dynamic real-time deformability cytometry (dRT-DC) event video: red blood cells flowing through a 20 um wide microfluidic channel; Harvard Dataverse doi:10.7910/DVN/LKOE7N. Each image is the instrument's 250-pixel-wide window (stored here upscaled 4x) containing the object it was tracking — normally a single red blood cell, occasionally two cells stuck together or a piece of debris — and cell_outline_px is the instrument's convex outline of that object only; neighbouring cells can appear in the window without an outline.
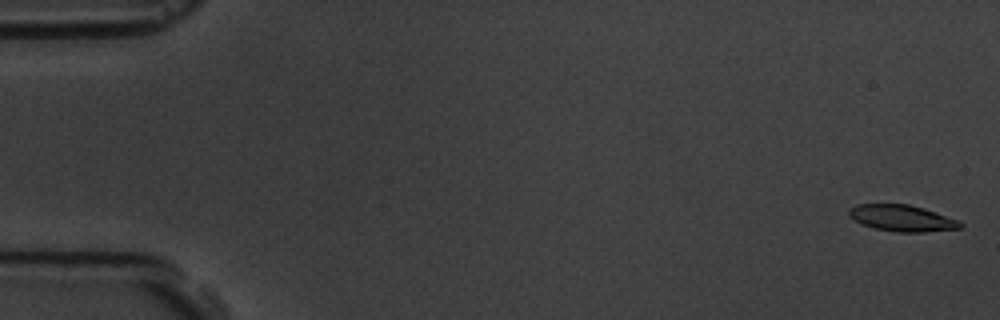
{"species": "common noctule bat (a hibernating species)", "species_latin": "Nyctalus noctula", "temperature_condition": "room temperature", "stored_images_in_passage": 11, "camera_frame_rate_fps": 3000, "um_per_image_px": 0.085, "animal": {"sex": "male", "body_mass_g": 19.5, "forearm_length_mm": 54.6}, "frame": {"image": 1, "passage_image": 1, "time_ms": 0.0, "image_size_px": [1000, 320], "cell_outline_px": [[964, 224], [960, 228], [924, 232], [896, 232], [872, 228], [848, 216], [848, 208], [856, 204], [908, 204], [924, 208], [960, 220]], "centroid_in_image_um": [76.68, 18.54], "position_along_channel_um": 8.3, "area_um2": 17.22}}
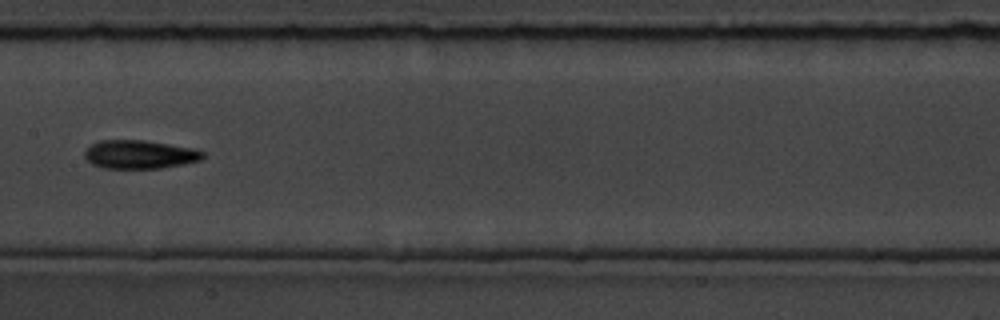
{"frame": {"image": 2, "passage_image": 8, "time_ms": 9.0, "image_size_px": [1000, 320], "cell_outline_px": [[204, 156], [200, 160], [184, 164], [160, 168], [104, 168], [92, 164], [84, 156], [84, 152], [92, 144], [100, 140], [144, 140], [192, 148], [204, 152]], "centroid_in_image_um": [11.86, 13.13], "position_along_channel_um": 195.5, "area_um2": 19.48}}
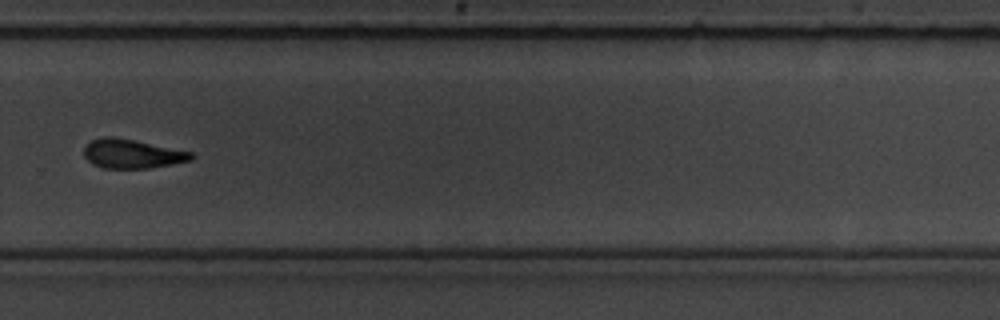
{"frame": {"image": 3, "passage_image": 11, "time_ms": 12.333, "image_size_px": [1000, 320], "cell_outline_px": [[196, 156], [192, 160], [172, 164], [148, 168], [104, 168], [92, 164], [84, 156], [84, 148], [92, 140], [100, 136], [112, 136], [136, 140], [192, 152]], "centroid_in_image_um": [11.23, 13.06], "position_along_channel_um": 318.6, "area_um2": 18.26}}